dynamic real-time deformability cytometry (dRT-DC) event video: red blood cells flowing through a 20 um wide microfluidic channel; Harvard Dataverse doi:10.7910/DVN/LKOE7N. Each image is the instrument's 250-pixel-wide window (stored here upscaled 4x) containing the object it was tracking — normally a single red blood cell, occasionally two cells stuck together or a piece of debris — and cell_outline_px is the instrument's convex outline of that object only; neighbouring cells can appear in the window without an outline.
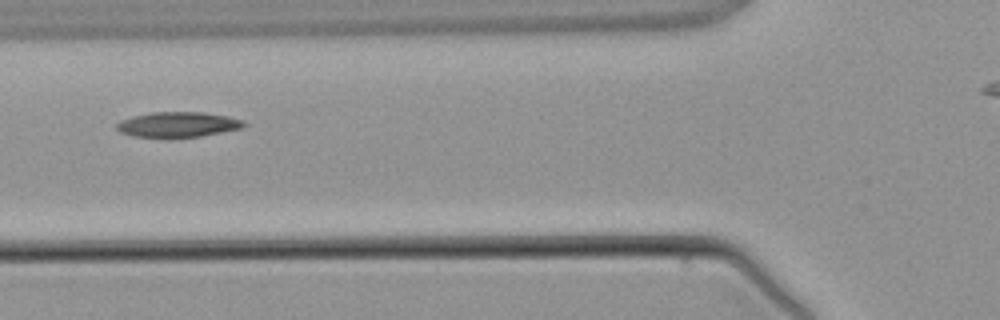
{"species": "common noctule bat (a hibernating species)", "species_latin": "Nyctalus noctula", "temperature_condition": "warm", "stored_images_in_passage": 2, "camera_frame_rate_fps": 3000, "um_per_image_px": 0.085, "animal": {"sex": "male", "body_mass_g": 21.5, "forearm_length_mm": 52.0}, "frame": {"image": 1, "passage_image": 2, "time_ms": 1.0, "image_size_px": [1000, 320], "cell_outline_px": [[248, 124], [244, 128], [200, 136], [172, 140], [160, 140], [132, 136], [120, 132], [116, 128], [116, 124], [120, 120], [132, 116], [152, 112], [204, 112], [228, 116], [244, 120]], "centroid_in_image_um": [15.1, 10.63], "position_along_channel_um": 110.7, "area_um2": 19.71}}